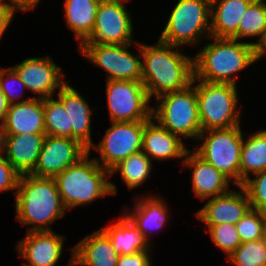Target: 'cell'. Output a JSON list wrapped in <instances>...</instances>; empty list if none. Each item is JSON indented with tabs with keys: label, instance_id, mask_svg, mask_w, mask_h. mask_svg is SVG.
Wrapping results in <instances>:
<instances>
[{
	"label": "cell",
	"instance_id": "obj_1",
	"mask_svg": "<svg viewBox=\"0 0 266 266\" xmlns=\"http://www.w3.org/2000/svg\"><path fill=\"white\" fill-rule=\"evenodd\" d=\"M175 48L177 50H175ZM179 46L157 40L154 45L141 42L142 83L150 100L162 94L180 91L192 84L193 57Z\"/></svg>",
	"mask_w": 266,
	"mask_h": 266
},
{
	"label": "cell",
	"instance_id": "obj_2",
	"mask_svg": "<svg viewBox=\"0 0 266 266\" xmlns=\"http://www.w3.org/2000/svg\"><path fill=\"white\" fill-rule=\"evenodd\" d=\"M16 220L27 232L53 231L50 227L66 214L55 178L22 174L15 195Z\"/></svg>",
	"mask_w": 266,
	"mask_h": 266
},
{
	"label": "cell",
	"instance_id": "obj_3",
	"mask_svg": "<svg viewBox=\"0 0 266 266\" xmlns=\"http://www.w3.org/2000/svg\"><path fill=\"white\" fill-rule=\"evenodd\" d=\"M210 38L213 42L193 57L194 79L237 85L238 72L259 61L257 47L234 38Z\"/></svg>",
	"mask_w": 266,
	"mask_h": 266
},
{
	"label": "cell",
	"instance_id": "obj_4",
	"mask_svg": "<svg viewBox=\"0 0 266 266\" xmlns=\"http://www.w3.org/2000/svg\"><path fill=\"white\" fill-rule=\"evenodd\" d=\"M90 152L78 163L69 166L56 177L58 191L66 209L88 205L106 195H116V184L108 181L110 171L102 168Z\"/></svg>",
	"mask_w": 266,
	"mask_h": 266
},
{
	"label": "cell",
	"instance_id": "obj_5",
	"mask_svg": "<svg viewBox=\"0 0 266 266\" xmlns=\"http://www.w3.org/2000/svg\"><path fill=\"white\" fill-rule=\"evenodd\" d=\"M210 14L211 0H177L158 40L179 47L199 46V41L211 37Z\"/></svg>",
	"mask_w": 266,
	"mask_h": 266
},
{
	"label": "cell",
	"instance_id": "obj_6",
	"mask_svg": "<svg viewBox=\"0 0 266 266\" xmlns=\"http://www.w3.org/2000/svg\"><path fill=\"white\" fill-rule=\"evenodd\" d=\"M197 83V84H196ZM198 102V115L202 131L228 129L241 125L236 85L209 83L194 79Z\"/></svg>",
	"mask_w": 266,
	"mask_h": 266
},
{
	"label": "cell",
	"instance_id": "obj_7",
	"mask_svg": "<svg viewBox=\"0 0 266 266\" xmlns=\"http://www.w3.org/2000/svg\"><path fill=\"white\" fill-rule=\"evenodd\" d=\"M155 101L157 107H152V118L162 127L180 137L198 139L202 129L193 84L180 91L162 94Z\"/></svg>",
	"mask_w": 266,
	"mask_h": 266
},
{
	"label": "cell",
	"instance_id": "obj_8",
	"mask_svg": "<svg viewBox=\"0 0 266 266\" xmlns=\"http://www.w3.org/2000/svg\"><path fill=\"white\" fill-rule=\"evenodd\" d=\"M244 135L241 125L205 130L197 139L202 144L194 151L236 186H240V155Z\"/></svg>",
	"mask_w": 266,
	"mask_h": 266
},
{
	"label": "cell",
	"instance_id": "obj_9",
	"mask_svg": "<svg viewBox=\"0 0 266 266\" xmlns=\"http://www.w3.org/2000/svg\"><path fill=\"white\" fill-rule=\"evenodd\" d=\"M135 42L138 55L128 49L133 44L82 43L79 52L107 73L106 80L142 81L141 42Z\"/></svg>",
	"mask_w": 266,
	"mask_h": 266
},
{
	"label": "cell",
	"instance_id": "obj_10",
	"mask_svg": "<svg viewBox=\"0 0 266 266\" xmlns=\"http://www.w3.org/2000/svg\"><path fill=\"white\" fill-rule=\"evenodd\" d=\"M107 107L110 122L148 121L152 107L141 81L107 80Z\"/></svg>",
	"mask_w": 266,
	"mask_h": 266
},
{
	"label": "cell",
	"instance_id": "obj_11",
	"mask_svg": "<svg viewBox=\"0 0 266 266\" xmlns=\"http://www.w3.org/2000/svg\"><path fill=\"white\" fill-rule=\"evenodd\" d=\"M147 121L131 122H111L109 127L99 142L89 148L95 149L100 154V158L95 157V161L107 170H111L120 161L132 154L142 151V140L144 125ZM101 160V161H100Z\"/></svg>",
	"mask_w": 266,
	"mask_h": 266
},
{
	"label": "cell",
	"instance_id": "obj_12",
	"mask_svg": "<svg viewBox=\"0 0 266 266\" xmlns=\"http://www.w3.org/2000/svg\"><path fill=\"white\" fill-rule=\"evenodd\" d=\"M128 1H100L91 35L83 43L133 44V21Z\"/></svg>",
	"mask_w": 266,
	"mask_h": 266
},
{
	"label": "cell",
	"instance_id": "obj_13",
	"mask_svg": "<svg viewBox=\"0 0 266 266\" xmlns=\"http://www.w3.org/2000/svg\"><path fill=\"white\" fill-rule=\"evenodd\" d=\"M88 153L89 149L76 139L46 134L37 164L30 174L36 177L55 178Z\"/></svg>",
	"mask_w": 266,
	"mask_h": 266
},
{
	"label": "cell",
	"instance_id": "obj_14",
	"mask_svg": "<svg viewBox=\"0 0 266 266\" xmlns=\"http://www.w3.org/2000/svg\"><path fill=\"white\" fill-rule=\"evenodd\" d=\"M25 87L39 99L53 97L66 83L61 67L51 59V56L26 58L12 67Z\"/></svg>",
	"mask_w": 266,
	"mask_h": 266
},
{
	"label": "cell",
	"instance_id": "obj_15",
	"mask_svg": "<svg viewBox=\"0 0 266 266\" xmlns=\"http://www.w3.org/2000/svg\"><path fill=\"white\" fill-rule=\"evenodd\" d=\"M65 235L54 231L28 232L17 240L18 256L25 260V266H56L59 262Z\"/></svg>",
	"mask_w": 266,
	"mask_h": 266
},
{
	"label": "cell",
	"instance_id": "obj_16",
	"mask_svg": "<svg viewBox=\"0 0 266 266\" xmlns=\"http://www.w3.org/2000/svg\"><path fill=\"white\" fill-rule=\"evenodd\" d=\"M239 191L228 192L209 198L205 205L196 212V218L205 225L222 223L236 224L250 209L251 203L245 190L236 186Z\"/></svg>",
	"mask_w": 266,
	"mask_h": 266
},
{
	"label": "cell",
	"instance_id": "obj_17",
	"mask_svg": "<svg viewBox=\"0 0 266 266\" xmlns=\"http://www.w3.org/2000/svg\"><path fill=\"white\" fill-rule=\"evenodd\" d=\"M182 163L183 166L192 170L193 194L202 201L230 190L231 181L195 151L189 149Z\"/></svg>",
	"mask_w": 266,
	"mask_h": 266
},
{
	"label": "cell",
	"instance_id": "obj_18",
	"mask_svg": "<svg viewBox=\"0 0 266 266\" xmlns=\"http://www.w3.org/2000/svg\"><path fill=\"white\" fill-rule=\"evenodd\" d=\"M71 249V260L67 266H117L119 254L101 228L85 236Z\"/></svg>",
	"mask_w": 266,
	"mask_h": 266
},
{
	"label": "cell",
	"instance_id": "obj_19",
	"mask_svg": "<svg viewBox=\"0 0 266 266\" xmlns=\"http://www.w3.org/2000/svg\"><path fill=\"white\" fill-rule=\"evenodd\" d=\"M189 149L185 147L180 136L162 127L152 117L145 123L142 140V151L153 161L182 158Z\"/></svg>",
	"mask_w": 266,
	"mask_h": 266
},
{
	"label": "cell",
	"instance_id": "obj_20",
	"mask_svg": "<svg viewBox=\"0 0 266 266\" xmlns=\"http://www.w3.org/2000/svg\"><path fill=\"white\" fill-rule=\"evenodd\" d=\"M57 99L68 115L72 139L80 141L88 149L94 144L91 136V114L87 100L68 82L57 92Z\"/></svg>",
	"mask_w": 266,
	"mask_h": 266
},
{
	"label": "cell",
	"instance_id": "obj_21",
	"mask_svg": "<svg viewBox=\"0 0 266 266\" xmlns=\"http://www.w3.org/2000/svg\"><path fill=\"white\" fill-rule=\"evenodd\" d=\"M46 133L3 134L5 159L22 175L30 174L38 161Z\"/></svg>",
	"mask_w": 266,
	"mask_h": 266
},
{
	"label": "cell",
	"instance_id": "obj_22",
	"mask_svg": "<svg viewBox=\"0 0 266 266\" xmlns=\"http://www.w3.org/2000/svg\"><path fill=\"white\" fill-rule=\"evenodd\" d=\"M3 134L46 133L44 122V99L33 97L23 103L11 104L2 126Z\"/></svg>",
	"mask_w": 266,
	"mask_h": 266
},
{
	"label": "cell",
	"instance_id": "obj_23",
	"mask_svg": "<svg viewBox=\"0 0 266 266\" xmlns=\"http://www.w3.org/2000/svg\"><path fill=\"white\" fill-rule=\"evenodd\" d=\"M135 198L134 208L125 211L124 214L133 222L144 238L152 245L150 240L153 231L161 230L167 224L170 215L166 201L158 195H145L143 198ZM147 196V197H146ZM129 212V213H128ZM149 233V234H148Z\"/></svg>",
	"mask_w": 266,
	"mask_h": 266
},
{
	"label": "cell",
	"instance_id": "obj_24",
	"mask_svg": "<svg viewBox=\"0 0 266 266\" xmlns=\"http://www.w3.org/2000/svg\"><path fill=\"white\" fill-rule=\"evenodd\" d=\"M253 0H211V37L238 40L241 17Z\"/></svg>",
	"mask_w": 266,
	"mask_h": 266
},
{
	"label": "cell",
	"instance_id": "obj_25",
	"mask_svg": "<svg viewBox=\"0 0 266 266\" xmlns=\"http://www.w3.org/2000/svg\"><path fill=\"white\" fill-rule=\"evenodd\" d=\"M111 224L101 229L109 236L113 248L119 255H133L152 250L151 244L123 212L122 216Z\"/></svg>",
	"mask_w": 266,
	"mask_h": 266
},
{
	"label": "cell",
	"instance_id": "obj_26",
	"mask_svg": "<svg viewBox=\"0 0 266 266\" xmlns=\"http://www.w3.org/2000/svg\"><path fill=\"white\" fill-rule=\"evenodd\" d=\"M100 0H65L66 25L80 46L92 33Z\"/></svg>",
	"mask_w": 266,
	"mask_h": 266
},
{
	"label": "cell",
	"instance_id": "obj_27",
	"mask_svg": "<svg viewBox=\"0 0 266 266\" xmlns=\"http://www.w3.org/2000/svg\"><path fill=\"white\" fill-rule=\"evenodd\" d=\"M266 170V129L243 138L240 155V186L250 177Z\"/></svg>",
	"mask_w": 266,
	"mask_h": 266
},
{
	"label": "cell",
	"instance_id": "obj_28",
	"mask_svg": "<svg viewBox=\"0 0 266 266\" xmlns=\"http://www.w3.org/2000/svg\"><path fill=\"white\" fill-rule=\"evenodd\" d=\"M152 163L153 161L141 151L120 161L110 170V176L119 171L122 181L131 190L142 186L148 180L153 168Z\"/></svg>",
	"mask_w": 266,
	"mask_h": 266
},
{
	"label": "cell",
	"instance_id": "obj_29",
	"mask_svg": "<svg viewBox=\"0 0 266 266\" xmlns=\"http://www.w3.org/2000/svg\"><path fill=\"white\" fill-rule=\"evenodd\" d=\"M259 37L253 45L258 47L266 37V2L253 1L241 17L238 26V40L247 37Z\"/></svg>",
	"mask_w": 266,
	"mask_h": 266
},
{
	"label": "cell",
	"instance_id": "obj_30",
	"mask_svg": "<svg viewBox=\"0 0 266 266\" xmlns=\"http://www.w3.org/2000/svg\"><path fill=\"white\" fill-rule=\"evenodd\" d=\"M44 122L47 135L72 138L68 115L63 104L54 96L44 99Z\"/></svg>",
	"mask_w": 266,
	"mask_h": 266
},
{
	"label": "cell",
	"instance_id": "obj_31",
	"mask_svg": "<svg viewBox=\"0 0 266 266\" xmlns=\"http://www.w3.org/2000/svg\"><path fill=\"white\" fill-rule=\"evenodd\" d=\"M226 258L236 266H266L265 243L263 239L243 242Z\"/></svg>",
	"mask_w": 266,
	"mask_h": 266
},
{
	"label": "cell",
	"instance_id": "obj_32",
	"mask_svg": "<svg viewBox=\"0 0 266 266\" xmlns=\"http://www.w3.org/2000/svg\"><path fill=\"white\" fill-rule=\"evenodd\" d=\"M235 226L242 243L263 239L266 231V216L251 208Z\"/></svg>",
	"mask_w": 266,
	"mask_h": 266
},
{
	"label": "cell",
	"instance_id": "obj_33",
	"mask_svg": "<svg viewBox=\"0 0 266 266\" xmlns=\"http://www.w3.org/2000/svg\"><path fill=\"white\" fill-rule=\"evenodd\" d=\"M206 228L214 245L225 252L228 255L227 257L242 243L234 224L206 225Z\"/></svg>",
	"mask_w": 266,
	"mask_h": 266
},
{
	"label": "cell",
	"instance_id": "obj_34",
	"mask_svg": "<svg viewBox=\"0 0 266 266\" xmlns=\"http://www.w3.org/2000/svg\"><path fill=\"white\" fill-rule=\"evenodd\" d=\"M248 177L241 187L245 190L251 208L266 216V170Z\"/></svg>",
	"mask_w": 266,
	"mask_h": 266
},
{
	"label": "cell",
	"instance_id": "obj_35",
	"mask_svg": "<svg viewBox=\"0 0 266 266\" xmlns=\"http://www.w3.org/2000/svg\"><path fill=\"white\" fill-rule=\"evenodd\" d=\"M20 86V90H26L25 84L21 81L16 71L10 66V68H1L0 69V89L4 93L5 97L7 98L8 103L17 104L23 103L31 100L33 97H29L28 99L21 100L20 97L23 96V93H19V88H16V85ZM18 100V101H17Z\"/></svg>",
	"mask_w": 266,
	"mask_h": 266
},
{
	"label": "cell",
	"instance_id": "obj_36",
	"mask_svg": "<svg viewBox=\"0 0 266 266\" xmlns=\"http://www.w3.org/2000/svg\"><path fill=\"white\" fill-rule=\"evenodd\" d=\"M21 174L5 159L0 151V192L13 190L16 195Z\"/></svg>",
	"mask_w": 266,
	"mask_h": 266
},
{
	"label": "cell",
	"instance_id": "obj_37",
	"mask_svg": "<svg viewBox=\"0 0 266 266\" xmlns=\"http://www.w3.org/2000/svg\"><path fill=\"white\" fill-rule=\"evenodd\" d=\"M151 251L138 252L133 255H119L117 266H151Z\"/></svg>",
	"mask_w": 266,
	"mask_h": 266
},
{
	"label": "cell",
	"instance_id": "obj_38",
	"mask_svg": "<svg viewBox=\"0 0 266 266\" xmlns=\"http://www.w3.org/2000/svg\"><path fill=\"white\" fill-rule=\"evenodd\" d=\"M15 11H18L15 7H0V40L14 19Z\"/></svg>",
	"mask_w": 266,
	"mask_h": 266
},
{
	"label": "cell",
	"instance_id": "obj_39",
	"mask_svg": "<svg viewBox=\"0 0 266 266\" xmlns=\"http://www.w3.org/2000/svg\"><path fill=\"white\" fill-rule=\"evenodd\" d=\"M10 5L15 7L18 11L34 10L39 4L40 0H6Z\"/></svg>",
	"mask_w": 266,
	"mask_h": 266
},
{
	"label": "cell",
	"instance_id": "obj_40",
	"mask_svg": "<svg viewBox=\"0 0 266 266\" xmlns=\"http://www.w3.org/2000/svg\"><path fill=\"white\" fill-rule=\"evenodd\" d=\"M9 106L10 104L8 103L7 98L0 89V126H3L4 124Z\"/></svg>",
	"mask_w": 266,
	"mask_h": 266
},
{
	"label": "cell",
	"instance_id": "obj_41",
	"mask_svg": "<svg viewBox=\"0 0 266 266\" xmlns=\"http://www.w3.org/2000/svg\"><path fill=\"white\" fill-rule=\"evenodd\" d=\"M257 53H258V58L259 60L266 55V37L264 39V41L262 42V44L260 46L257 47Z\"/></svg>",
	"mask_w": 266,
	"mask_h": 266
},
{
	"label": "cell",
	"instance_id": "obj_42",
	"mask_svg": "<svg viewBox=\"0 0 266 266\" xmlns=\"http://www.w3.org/2000/svg\"><path fill=\"white\" fill-rule=\"evenodd\" d=\"M3 149V129L2 126H0V151Z\"/></svg>",
	"mask_w": 266,
	"mask_h": 266
},
{
	"label": "cell",
	"instance_id": "obj_43",
	"mask_svg": "<svg viewBox=\"0 0 266 266\" xmlns=\"http://www.w3.org/2000/svg\"><path fill=\"white\" fill-rule=\"evenodd\" d=\"M0 7H13L5 0H0Z\"/></svg>",
	"mask_w": 266,
	"mask_h": 266
},
{
	"label": "cell",
	"instance_id": "obj_44",
	"mask_svg": "<svg viewBox=\"0 0 266 266\" xmlns=\"http://www.w3.org/2000/svg\"><path fill=\"white\" fill-rule=\"evenodd\" d=\"M100 1H130V0H100Z\"/></svg>",
	"mask_w": 266,
	"mask_h": 266
},
{
	"label": "cell",
	"instance_id": "obj_45",
	"mask_svg": "<svg viewBox=\"0 0 266 266\" xmlns=\"http://www.w3.org/2000/svg\"><path fill=\"white\" fill-rule=\"evenodd\" d=\"M263 241H264L265 246H266V231H265V233H264Z\"/></svg>",
	"mask_w": 266,
	"mask_h": 266
}]
</instances>
